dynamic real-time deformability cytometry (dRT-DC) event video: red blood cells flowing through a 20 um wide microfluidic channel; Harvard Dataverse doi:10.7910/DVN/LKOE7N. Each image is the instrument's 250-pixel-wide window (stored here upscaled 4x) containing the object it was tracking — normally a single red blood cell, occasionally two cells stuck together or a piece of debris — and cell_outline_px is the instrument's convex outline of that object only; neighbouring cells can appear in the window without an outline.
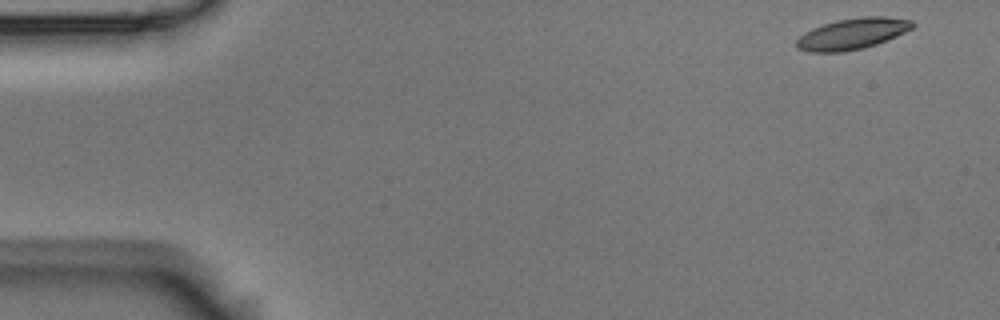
{"species": "Egyptian fruit bat (a non-hibernating species)", "species_latin": "Rousettus aegyptiacus", "temperature_condition": "room temperature", "stored_images_in_passage": 4, "camera_frame_rate_fps": 3000, "um_per_image_px": 0.085, "animal": {"sex": "male"}, "frame": {"image": 1, "passage_image": 1, "time_ms": 0.0, "image_size_px": [1000, 320], "cell_outline_px": [[916, 24], [912, 28], [896, 36], [876, 44], [864, 48], [844, 52], [808, 52], [796, 48], [796, 40], [804, 32], [812, 28], [836, 20], [860, 16], [884, 16], [912, 20]], "centroid_in_image_um": [72.43, 2.87], "position_along_channel_um": 12.6, "area_um2": 21.15}}
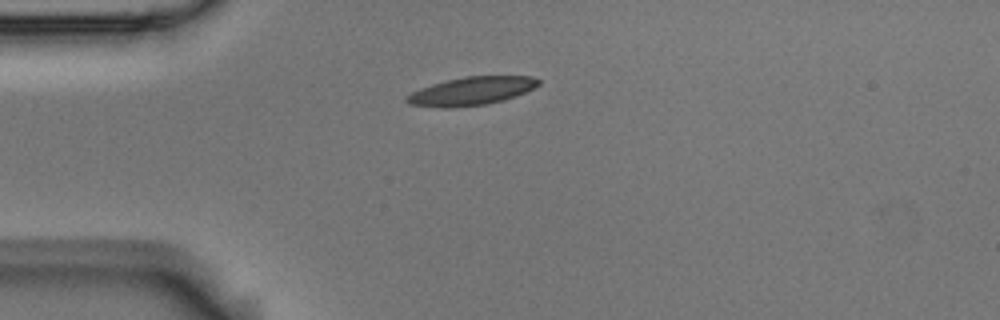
{"frame": {"image": 2, "passage_image": 4, "time_ms": 1.0, "image_size_px": [1000, 320], "cell_outline_px": [[540, 84], [516, 96], [504, 100], [484, 104], [448, 108], [440, 108], [408, 104], [404, 100], [404, 96], [420, 88], [432, 84], [464, 76], [532, 76], [540, 80]], "centroid_in_image_um": [40.03, 7.74], "position_along_channel_um": 45.0, "area_um2": 21.68}}